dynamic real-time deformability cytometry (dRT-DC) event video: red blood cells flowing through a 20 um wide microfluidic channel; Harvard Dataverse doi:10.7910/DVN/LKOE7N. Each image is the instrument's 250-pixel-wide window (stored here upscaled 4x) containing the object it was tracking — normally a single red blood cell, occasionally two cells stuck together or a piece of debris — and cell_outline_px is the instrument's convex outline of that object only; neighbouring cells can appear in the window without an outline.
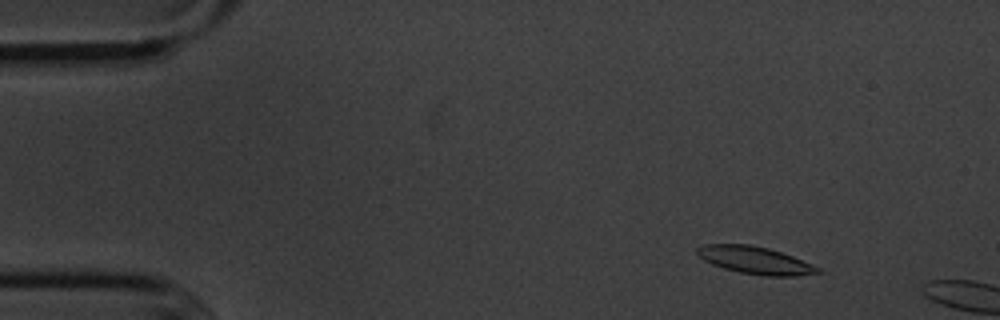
{"species": "common noctule bat (a hibernating species)", "species_latin": "Nyctalus noctula", "temperature_condition": "cold", "stored_images_in_passage": 3, "camera_frame_rate_fps": 3000, "um_per_image_px": 0.085, "animal": {"sex": "male", "body_mass_g": 20.1, "forearm_length_mm": 53.5}, "frame": {"image": 1, "passage_image": 2, "time_ms": 1.0, "image_size_px": [1000, 320], "cell_outline_px": [[824, 272], [796, 276], [764, 276], [740, 272], [724, 268], [712, 264], [704, 260], [696, 252], [696, 248], [704, 244], [748, 244], [768, 248], [792, 256], [812, 264], [820, 268]], "centroid_in_image_um": [64.2, 22.12], "position_along_channel_um": 20.8, "area_um2": 19.19}}